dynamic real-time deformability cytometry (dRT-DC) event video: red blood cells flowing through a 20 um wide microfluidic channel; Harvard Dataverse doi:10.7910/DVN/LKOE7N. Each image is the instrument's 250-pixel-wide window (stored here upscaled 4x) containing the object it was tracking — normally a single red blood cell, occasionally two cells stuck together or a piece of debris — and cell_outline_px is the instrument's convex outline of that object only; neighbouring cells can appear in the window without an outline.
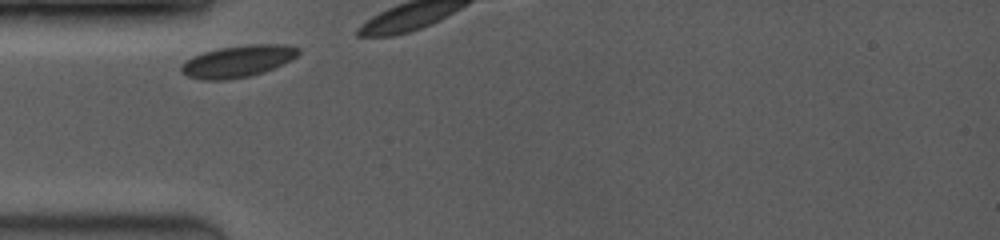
{"species": "common noctule bat (a hibernating species)", "species_latin": "Nyctalus noctula", "temperature_condition": "room temperature", "stored_images_in_passage": 6, "camera_frame_rate_fps": 3500, "um_per_image_px": 0.085, "animal": {"sex": "female", "body_mass_g": 19.0, "forearm_length_mm": 53.3}, "frame": {"image": 1, "passage_image": 1, "time_ms": 0.0, "image_size_px": [1000, 240], "cell_outline_px": [[300, 52], [296, 56], [264, 72], [248, 76], [228, 80], [204, 80], [188, 76], [180, 72], [180, 64], [192, 56], [204, 52], [220, 48], [248, 44], [284, 44], [300, 48]], "centroid_in_image_um": [20.17, 5.2], "position_along_channel_um": 64.8, "area_um2": 21.62}}